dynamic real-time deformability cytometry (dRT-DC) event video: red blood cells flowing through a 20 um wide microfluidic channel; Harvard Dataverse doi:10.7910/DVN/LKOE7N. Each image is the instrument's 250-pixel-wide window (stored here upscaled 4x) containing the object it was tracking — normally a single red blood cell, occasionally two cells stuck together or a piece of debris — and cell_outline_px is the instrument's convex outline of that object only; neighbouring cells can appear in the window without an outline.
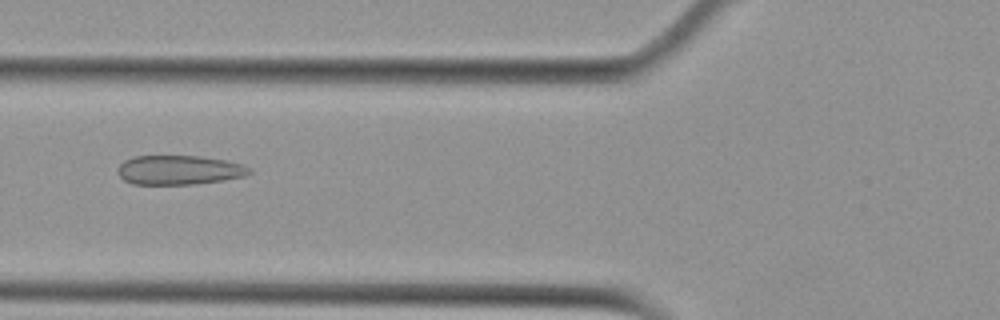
{"species": "Egyptian fruit bat (a non-hibernating species)", "species_latin": "Rousettus aegyptiacus", "temperature_condition": "cold", "stored_images_in_passage": 54, "camera_frame_rate_fps": 3000, "um_per_image_px": 0.085, "animal": {"sex": "female"}, "frame": {"image": 1, "passage_image": 20, "time_ms": 6.333, "image_size_px": [1000, 320], "cell_outline_px": [[252, 172], [244, 176], [224, 180], [196, 184], [132, 184], [124, 180], [116, 172], [120, 164], [124, 160], [132, 156], [200, 156], [224, 160], [244, 164], [252, 168]], "centroid_in_image_um": [15.23, 14.45], "position_along_channel_um": 110.6, "area_um2": 22.66}}
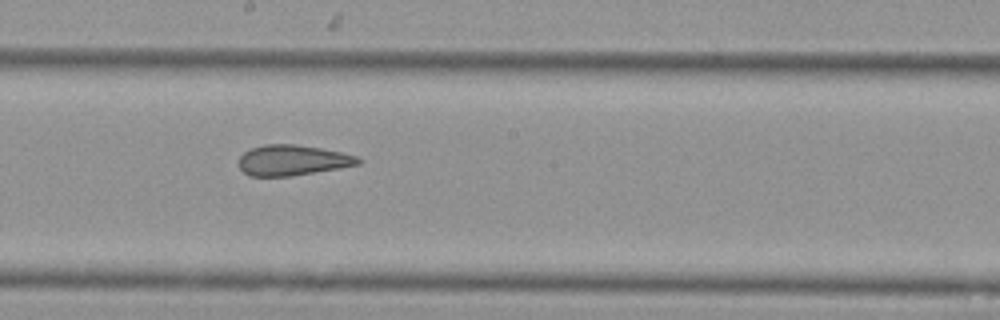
{"frame": {"image": 2, "passage_image": 29, "time_ms": 9.333, "image_size_px": [1000, 320], "cell_outline_px": [[364, 160], [360, 164], [340, 168], [292, 176], [248, 176], [240, 168], [240, 156], [244, 152], [252, 148], [264, 144], [296, 144], [320, 148], [340, 152], [356, 156]], "centroid_in_image_um": [24.88, 13.62], "position_along_channel_um": 223.3, "area_um2": 21.21}}
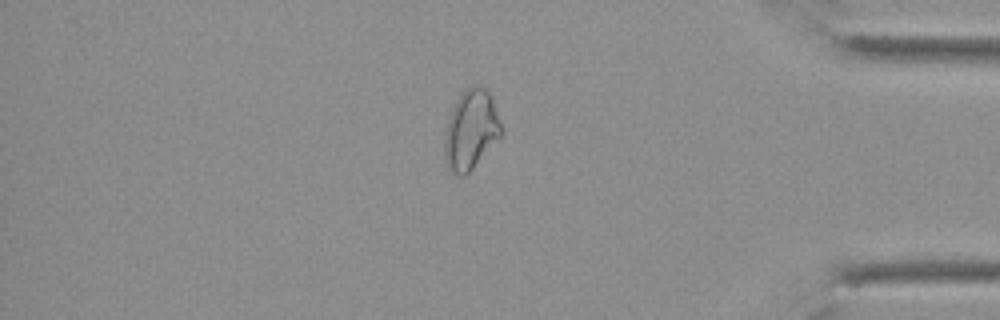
{"frame": {"image": 3, "passage_image": 45, "time_ms": 14.667, "image_size_px": [1000, 320], "cell_outline_px": [[504, 132], [472, 168], [464, 176], [456, 176], [452, 172], [444, 156], [444, 140], [448, 120], [452, 108], [456, 100], [472, 84], [480, 84], [492, 96], [504, 128]], "centroid_in_image_um": [40.06, 11.0], "position_along_channel_um": 395.1, "area_um2": 26.24}, "authors_computed_cell_mechanics": {"area_um2": 24.9407, "velocity_mm_per_s": 3.7671, "shape_relaxation_time_tau1_ms": null, "shape_relaxation_time_tau2_ms": 1.6963, "deformation_change_tau1": null, "deformation_change_tau2": 0.0701}}